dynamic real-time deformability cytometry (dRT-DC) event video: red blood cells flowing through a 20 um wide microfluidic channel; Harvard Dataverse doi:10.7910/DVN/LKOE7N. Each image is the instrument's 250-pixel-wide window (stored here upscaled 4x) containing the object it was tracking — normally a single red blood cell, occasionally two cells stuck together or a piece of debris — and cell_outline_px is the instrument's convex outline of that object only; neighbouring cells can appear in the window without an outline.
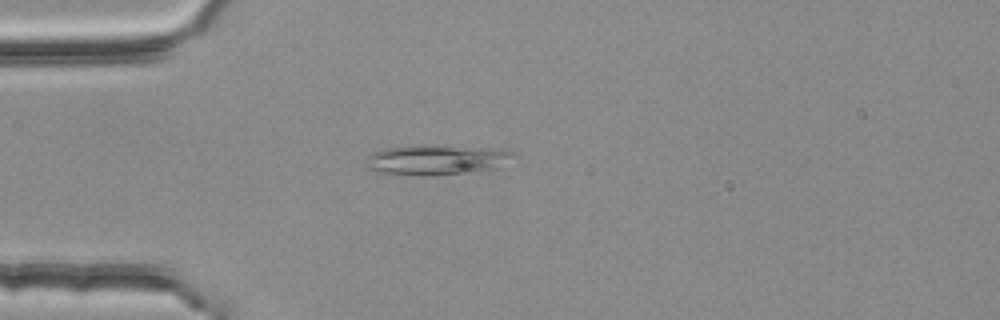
{"species": "common noctule bat (a hibernating species)", "species_latin": "Nyctalus noctula", "temperature_condition": "room temperature", "stored_images_in_passage": 3, "camera_frame_rate_fps": 3000, "um_per_image_px": 0.085, "animal": {"sex": "female", "body_mass_g": 25.1}, "frame": {"image": 1, "passage_image": 3, "time_ms": 0.667, "image_size_px": [1000, 320], "cell_outline_px": [[520, 156], [488, 172], [432, 176], [384, 176], [364, 168], [364, 160], [372, 152], [384, 148], [408, 144], [452, 144], [496, 148], [512, 152]], "centroid_in_image_um": [37.06, 13.59], "position_along_channel_um": 47.9, "area_um2": 28.44}}